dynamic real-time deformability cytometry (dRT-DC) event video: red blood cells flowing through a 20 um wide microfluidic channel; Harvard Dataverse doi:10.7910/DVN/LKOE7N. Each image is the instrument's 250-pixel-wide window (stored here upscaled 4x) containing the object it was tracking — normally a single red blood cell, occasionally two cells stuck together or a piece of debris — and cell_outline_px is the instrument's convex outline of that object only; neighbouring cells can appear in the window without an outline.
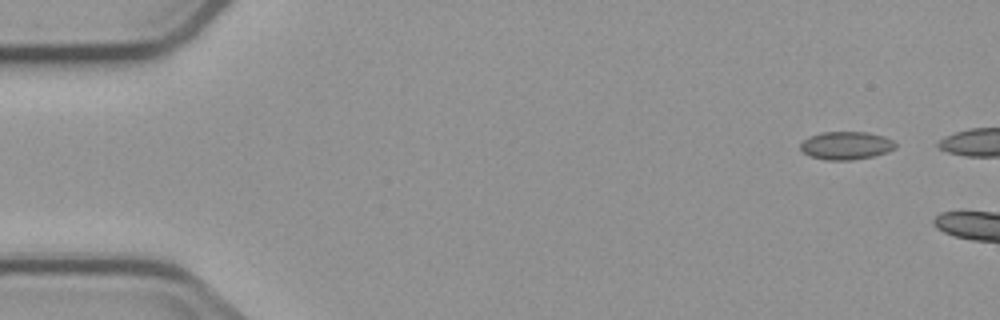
{"species": "common noctule bat (a hibernating species)", "species_latin": "Nyctalus noctula", "temperature_condition": "cold", "stored_images_in_passage": 3, "camera_frame_rate_fps": 3000, "um_per_image_px": 0.085, "animal": {"sex": "male", "body_mass_g": 23.1, "forearm_length_mm": 52.7}, "frame": {"image": 1, "passage_image": 1, "time_ms": 0.0, "image_size_px": [1000, 320], "cell_outline_px": [[896, 148], [888, 152], [872, 156], [852, 160], [828, 160], [808, 156], [800, 152], [800, 144], [808, 136], [820, 132], [868, 132], [884, 136], [892, 140], [896, 144]], "centroid_in_image_um": [71.89, 12.37], "position_along_channel_um": 13.1, "area_um2": 15.72}}